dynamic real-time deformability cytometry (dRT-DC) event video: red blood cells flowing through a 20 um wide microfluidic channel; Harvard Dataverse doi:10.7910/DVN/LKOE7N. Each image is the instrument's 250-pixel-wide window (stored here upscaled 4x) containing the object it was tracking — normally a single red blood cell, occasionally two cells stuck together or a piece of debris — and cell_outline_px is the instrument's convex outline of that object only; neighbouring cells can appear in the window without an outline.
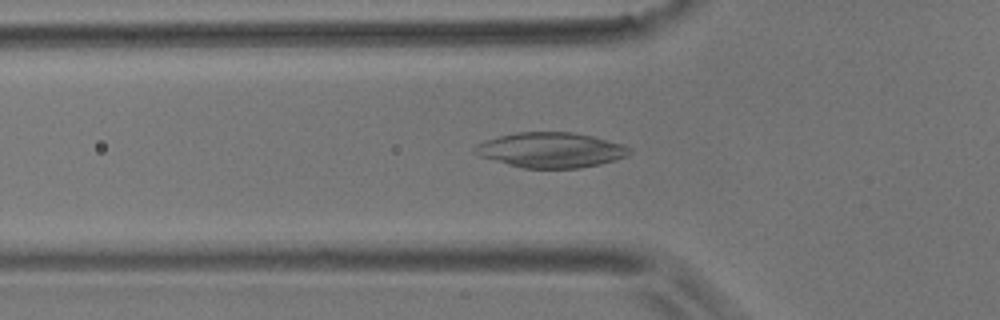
{"species": "common noctule bat (a hibernating species)", "species_latin": "Nyctalus noctula", "temperature_condition": "room temperature", "stored_images_in_passage": 54, "camera_frame_rate_fps": 3000, "um_per_image_px": 0.085, "animal": {"sex": "male", "body_mass_g": 17.9}, "frame": {"image": 1, "passage_image": 18, "time_ms": 5.667, "image_size_px": [1000, 320], "cell_outline_px": [[632, 152], [628, 156], [616, 160], [600, 164], [580, 168], [524, 168], [508, 164], [480, 156], [472, 152], [472, 148], [476, 144], [484, 140], [516, 132], [572, 132], [592, 136], [624, 144]], "centroid_in_image_um": [46.82, 12.75], "position_along_channel_um": 79.0, "area_um2": 31.73}}
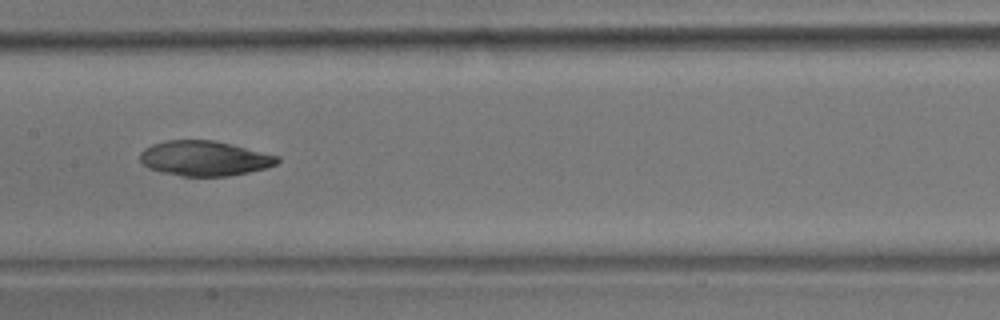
{"frame": {"image": 2, "passage_image": 27, "time_ms": 8.667, "image_size_px": [1000, 320], "cell_outline_px": [[280, 160], [276, 164], [268, 168], [228, 176], [180, 176], [160, 172], [148, 168], [140, 160], [140, 152], [144, 148], [152, 144], [168, 140], [216, 140], [280, 156]], "centroid_in_image_um": [17.39, 13.46], "position_along_channel_um": 190.0, "area_um2": 28.21}}
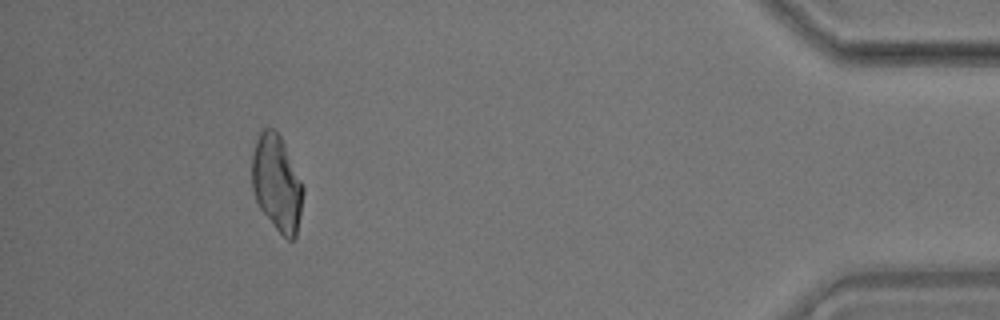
{"frame": {"image": 3, "passage_image": 50, "time_ms": 16.333, "image_size_px": [1000, 320], "cell_outline_px": [[304, 192], [300, 216], [296, 236], [292, 240], [288, 240], [276, 228], [260, 208], [256, 200], [252, 188], [252, 156], [256, 140], [260, 132], [264, 128], [276, 128], [280, 136], [304, 188]], "centroid_in_image_um": [23.52, 15.56], "position_along_channel_um": 411.7, "area_um2": 28.26}, "authors_computed_cell_mechanics": {"area_um2": 29.0445, "velocity_mm_per_s": 3.6635, "shape_relaxation_time_tau1_ms": null, "shape_relaxation_time_tau2_ms": 9.0637, "deformation_change_tau1": null, "deformation_change_tau2": 0.1202}}